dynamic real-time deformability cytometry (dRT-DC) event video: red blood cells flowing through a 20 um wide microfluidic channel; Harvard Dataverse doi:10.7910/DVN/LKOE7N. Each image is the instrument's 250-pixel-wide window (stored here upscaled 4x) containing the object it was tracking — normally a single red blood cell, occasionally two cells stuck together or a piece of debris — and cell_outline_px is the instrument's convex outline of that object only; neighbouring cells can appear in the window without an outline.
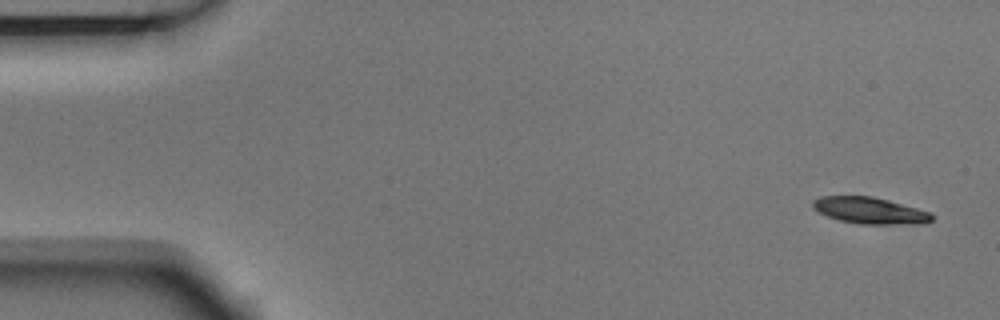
{"species": "Egyptian fruit bat (a non-hibernating species)", "species_latin": "Rousettus aegyptiacus", "temperature_condition": "room temperature", "stored_images_in_passage": 4, "camera_frame_rate_fps": 3000, "um_per_image_px": 0.085, "animal": {"sex": "male"}, "frame": {"image": 1, "passage_image": 1, "time_ms": 0.0, "image_size_px": [1000, 320], "cell_outline_px": [[932, 220], [924, 224], [860, 224], [840, 220], [828, 216], [812, 208], [812, 200], [820, 196], [872, 196], [888, 200], [932, 212]], "centroid_in_image_um": [73.95, 17.89], "position_along_channel_um": 11.0, "area_um2": 18.44}}